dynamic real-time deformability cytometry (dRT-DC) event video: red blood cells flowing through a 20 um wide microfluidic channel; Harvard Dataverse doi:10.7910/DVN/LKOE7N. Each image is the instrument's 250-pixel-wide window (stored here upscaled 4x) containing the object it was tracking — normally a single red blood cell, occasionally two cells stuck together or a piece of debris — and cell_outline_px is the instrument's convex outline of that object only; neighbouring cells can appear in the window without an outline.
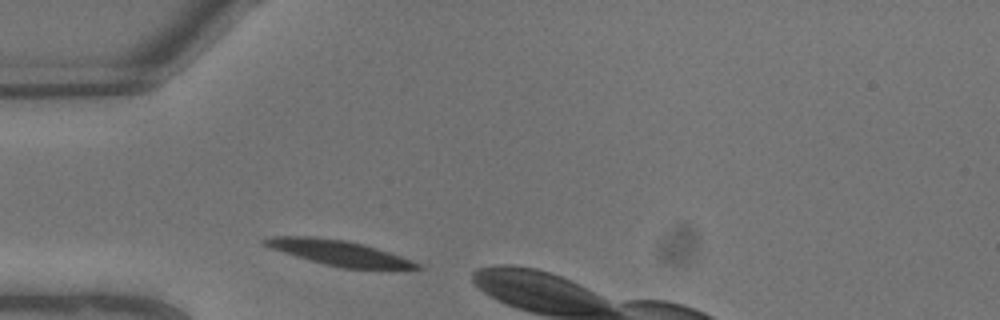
{"species": "common noctule bat (a hibernating species)", "species_latin": "Nyctalus noctula", "temperature_condition": "warm", "stored_images_in_passage": 1, "camera_frame_rate_fps": 3000, "um_per_image_px": 0.085, "animal": {"sex": "male", "body_mass_g": 13.3}, "frame": {"image": 1, "passage_image": 1, "time_ms": 0.0, "image_size_px": [1000, 320], "cell_outline_px": [[424, 268], [392, 272], [344, 268], [324, 264], [308, 260], [272, 248], [264, 244], [260, 240], [272, 236], [312, 236], [344, 240], [364, 244], [412, 260], [420, 264]], "centroid_in_image_um": [28.98, 21.54], "position_along_channel_um": 56.0, "area_um2": 23.0}}